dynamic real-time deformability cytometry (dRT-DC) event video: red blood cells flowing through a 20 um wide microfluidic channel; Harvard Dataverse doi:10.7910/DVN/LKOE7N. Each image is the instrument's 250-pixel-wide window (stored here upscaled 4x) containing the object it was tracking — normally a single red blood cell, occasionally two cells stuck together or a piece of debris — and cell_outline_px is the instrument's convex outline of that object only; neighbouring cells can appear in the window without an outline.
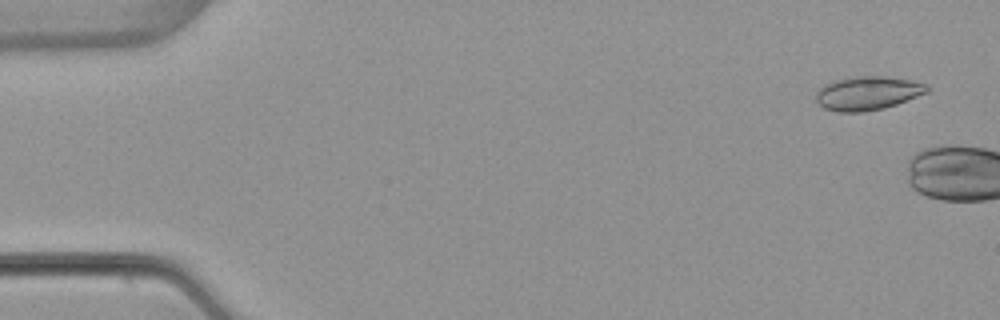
{"species": "common noctule bat (a hibernating species)", "species_latin": "Nyctalus noctula", "temperature_condition": "warm", "stored_images_in_passage": 6, "camera_frame_rate_fps": 3000, "um_per_image_px": 0.085, "animal": {"sex": "female", "body_mass_g": 22.7, "forearm_length_mm": 54.2}, "frame": {"image": 1, "passage_image": 3, "time_ms": 0.667, "image_size_px": [1000, 320], "cell_outline_px": [[928, 92], [896, 104], [884, 108], [864, 112], [840, 112], [824, 108], [816, 100], [816, 92], [824, 84], [832, 80], [856, 76], [884, 76], [912, 80], [928, 84]], "centroid_in_image_um": [73.74, 7.91], "position_along_channel_um": 11.3, "area_um2": 21.91}}